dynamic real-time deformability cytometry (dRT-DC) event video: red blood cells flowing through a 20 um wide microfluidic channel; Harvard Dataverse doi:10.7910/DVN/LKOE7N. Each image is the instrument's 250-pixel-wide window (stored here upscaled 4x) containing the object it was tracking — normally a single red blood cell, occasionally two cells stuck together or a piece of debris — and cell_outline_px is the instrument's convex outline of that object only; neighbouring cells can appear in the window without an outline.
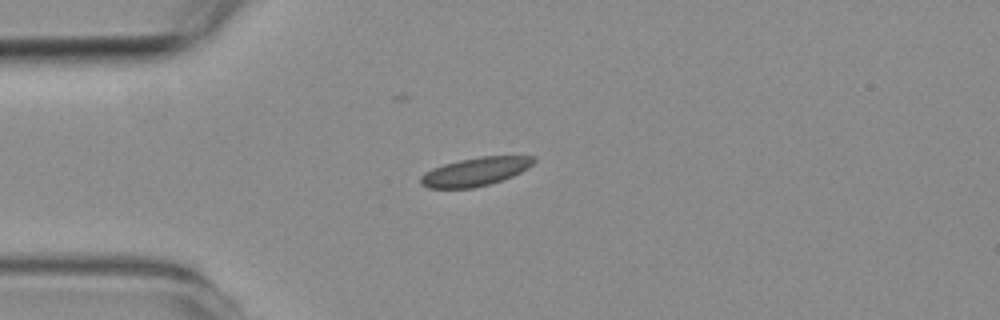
{"species": "common noctule bat (a hibernating species)", "species_latin": "Nyctalus noctula", "temperature_condition": "room temperature", "stored_images_in_passage": 2, "camera_frame_rate_fps": 3000, "um_per_image_px": 0.085, "animal": {"sex": "female", "body_mass_g": 19.3, "forearm_length_mm": 54.1}, "frame": {"image": 1, "passage_image": 1, "time_ms": 0.0, "image_size_px": [1000, 320], "cell_outline_px": [[536, 160], [528, 168], [512, 176], [488, 184], [472, 188], [428, 188], [420, 184], [420, 176], [424, 172], [432, 168], [444, 164], [460, 160], [484, 156], [536, 156]], "centroid_in_image_um": [40.38, 14.59], "position_along_channel_um": 44.6, "area_um2": 18.61}}